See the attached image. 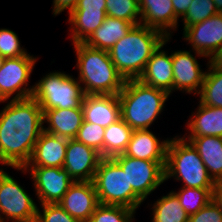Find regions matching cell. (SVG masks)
I'll return each instance as SVG.
<instances>
[{"label":"cell","instance_id":"cell-1","mask_svg":"<svg viewBox=\"0 0 222 222\" xmlns=\"http://www.w3.org/2000/svg\"><path fill=\"white\" fill-rule=\"evenodd\" d=\"M43 128V110L35 99H11L0 112L1 164L24 168Z\"/></svg>","mask_w":222,"mask_h":222},{"label":"cell","instance_id":"cell-2","mask_svg":"<svg viewBox=\"0 0 222 222\" xmlns=\"http://www.w3.org/2000/svg\"><path fill=\"white\" fill-rule=\"evenodd\" d=\"M166 38L161 31L139 24L118 40L108 53L125 80L138 79L153 52Z\"/></svg>","mask_w":222,"mask_h":222},{"label":"cell","instance_id":"cell-3","mask_svg":"<svg viewBox=\"0 0 222 222\" xmlns=\"http://www.w3.org/2000/svg\"><path fill=\"white\" fill-rule=\"evenodd\" d=\"M79 69V81L85 95H118L125 79L117 71L106 50L89 47L83 42L74 43Z\"/></svg>","mask_w":222,"mask_h":222},{"label":"cell","instance_id":"cell-4","mask_svg":"<svg viewBox=\"0 0 222 222\" xmlns=\"http://www.w3.org/2000/svg\"><path fill=\"white\" fill-rule=\"evenodd\" d=\"M169 95L138 79H128L118 94L121 119L133 130L148 129L163 110Z\"/></svg>","mask_w":222,"mask_h":222},{"label":"cell","instance_id":"cell-5","mask_svg":"<svg viewBox=\"0 0 222 222\" xmlns=\"http://www.w3.org/2000/svg\"><path fill=\"white\" fill-rule=\"evenodd\" d=\"M164 169L165 180L175 177L176 180H183V187L214 189L215 182L197 149L185 137L169 140Z\"/></svg>","mask_w":222,"mask_h":222},{"label":"cell","instance_id":"cell-6","mask_svg":"<svg viewBox=\"0 0 222 222\" xmlns=\"http://www.w3.org/2000/svg\"><path fill=\"white\" fill-rule=\"evenodd\" d=\"M98 202L136 210L143 200L128 184L127 174L113 158H102L93 178Z\"/></svg>","mask_w":222,"mask_h":222},{"label":"cell","instance_id":"cell-7","mask_svg":"<svg viewBox=\"0 0 222 222\" xmlns=\"http://www.w3.org/2000/svg\"><path fill=\"white\" fill-rule=\"evenodd\" d=\"M32 98L42 110L82 108L84 92L80 82L61 72H52L33 86Z\"/></svg>","mask_w":222,"mask_h":222},{"label":"cell","instance_id":"cell-8","mask_svg":"<svg viewBox=\"0 0 222 222\" xmlns=\"http://www.w3.org/2000/svg\"><path fill=\"white\" fill-rule=\"evenodd\" d=\"M113 159L122 167L127 174L129 186L143 201L165 181V162L142 160L124 154Z\"/></svg>","mask_w":222,"mask_h":222},{"label":"cell","instance_id":"cell-9","mask_svg":"<svg viewBox=\"0 0 222 222\" xmlns=\"http://www.w3.org/2000/svg\"><path fill=\"white\" fill-rule=\"evenodd\" d=\"M35 202L6 172L0 169V213L12 222H35Z\"/></svg>","mask_w":222,"mask_h":222},{"label":"cell","instance_id":"cell-10","mask_svg":"<svg viewBox=\"0 0 222 222\" xmlns=\"http://www.w3.org/2000/svg\"><path fill=\"white\" fill-rule=\"evenodd\" d=\"M35 62L36 58L29 54L4 59L0 67V102L7 101L14 92L17 94L12 100H22L32 96L34 87L26 88V86Z\"/></svg>","mask_w":222,"mask_h":222},{"label":"cell","instance_id":"cell-11","mask_svg":"<svg viewBox=\"0 0 222 222\" xmlns=\"http://www.w3.org/2000/svg\"><path fill=\"white\" fill-rule=\"evenodd\" d=\"M30 168L36 195L43 204H58L69 187L75 182L64 168L24 167L15 168L26 171Z\"/></svg>","mask_w":222,"mask_h":222},{"label":"cell","instance_id":"cell-12","mask_svg":"<svg viewBox=\"0 0 222 222\" xmlns=\"http://www.w3.org/2000/svg\"><path fill=\"white\" fill-rule=\"evenodd\" d=\"M184 39L189 41L198 56L212 60L222 47V13L186 27Z\"/></svg>","mask_w":222,"mask_h":222},{"label":"cell","instance_id":"cell-13","mask_svg":"<svg viewBox=\"0 0 222 222\" xmlns=\"http://www.w3.org/2000/svg\"><path fill=\"white\" fill-rule=\"evenodd\" d=\"M101 159L96 149L76 139H68L63 168L75 182L93 181Z\"/></svg>","mask_w":222,"mask_h":222},{"label":"cell","instance_id":"cell-14","mask_svg":"<svg viewBox=\"0 0 222 222\" xmlns=\"http://www.w3.org/2000/svg\"><path fill=\"white\" fill-rule=\"evenodd\" d=\"M106 0H79L69 13L73 43L84 42L105 20Z\"/></svg>","mask_w":222,"mask_h":222},{"label":"cell","instance_id":"cell-15","mask_svg":"<svg viewBox=\"0 0 222 222\" xmlns=\"http://www.w3.org/2000/svg\"><path fill=\"white\" fill-rule=\"evenodd\" d=\"M58 204L72 217L88 222L99 204L93 182H74Z\"/></svg>","mask_w":222,"mask_h":222},{"label":"cell","instance_id":"cell-16","mask_svg":"<svg viewBox=\"0 0 222 222\" xmlns=\"http://www.w3.org/2000/svg\"><path fill=\"white\" fill-rule=\"evenodd\" d=\"M173 66V90L199 93L206 72L189 51H175L171 54ZM199 88V89H197ZM199 90V91H198Z\"/></svg>","mask_w":222,"mask_h":222},{"label":"cell","instance_id":"cell-17","mask_svg":"<svg viewBox=\"0 0 222 222\" xmlns=\"http://www.w3.org/2000/svg\"><path fill=\"white\" fill-rule=\"evenodd\" d=\"M168 40L169 37L153 52L138 80L170 94L173 91L172 57L161 50Z\"/></svg>","mask_w":222,"mask_h":222},{"label":"cell","instance_id":"cell-18","mask_svg":"<svg viewBox=\"0 0 222 222\" xmlns=\"http://www.w3.org/2000/svg\"><path fill=\"white\" fill-rule=\"evenodd\" d=\"M68 139L42 131L25 167L63 168Z\"/></svg>","mask_w":222,"mask_h":222},{"label":"cell","instance_id":"cell-19","mask_svg":"<svg viewBox=\"0 0 222 222\" xmlns=\"http://www.w3.org/2000/svg\"><path fill=\"white\" fill-rule=\"evenodd\" d=\"M84 121L107 128L121 118L118 95H84Z\"/></svg>","mask_w":222,"mask_h":222},{"label":"cell","instance_id":"cell-20","mask_svg":"<svg viewBox=\"0 0 222 222\" xmlns=\"http://www.w3.org/2000/svg\"><path fill=\"white\" fill-rule=\"evenodd\" d=\"M139 9L140 24L157 29L166 37L170 36L168 29L170 31V28L177 27L178 17L175 15L172 0H139Z\"/></svg>","mask_w":222,"mask_h":222},{"label":"cell","instance_id":"cell-21","mask_svg":"<svg viewBox=\"0 0 222 222\" xmlns=\"http://www.w3.org/2000/svg\"><path fill=\"white\" fill-rule=\"evenodd\" d=\"M169 140L160 141L148 129L133 130L127 145L125 156L142 160L166 162V152Z\"/></svg>","mask_w":222,"mask_h":222},{"label":"cell","instance_id":"cell-22","mask_svg":"<svg viewBox=\"0 0 222 222\" xmlns=\"http://www.w3.org/2000/svg\"><path fill=\"white\" fill-rule=\"evenodd\" d=\"M49 123L43 128L48 133L66 138L75 139L78 130L84 121L82 108H53L43 110V123Z\"/></svg>","mask_w":222,"mask_h":222},{"label":"cell","instance_id":"cell-23","mask_svg":"<svg viewBox=\"0 0 222 222\" xmlns=\"http://www.w3.org/2000/svg\"><path fill=\"white\" fill-rule=\"evenodd\" d=\"M134 25L122 19L106 16L103 23L83 42L89 47L109 51Z\"/></svg>","mask_w":222,"mask_h":222},{"label":"cell","instance_id":"cell-24","mask_svg":"<svg viewBox=\"0 0 222 222\" xmlns=\"http://www.w3.org/2000/svg\"><path fill=\"white\" fill-rule=\"evenodd\" d=\"M214 182L222 181V137H188Z\"/></svg>","mask_w":222,"mask_h":222},{"label":"cell","instance_id":"cell-25","mask_svg":"<svg viewBox=\"0 0 222 222\" xmlns=\"http://www.w3.org/2000/svg\"><path fill=\"white\" fill-rule=\"evenodd\" d=\"M187 124L189 137L219 136L222 137V108L200 104L196 114Z\"/></svg>","mask_w":222,"mask_h":222},{"label":"cell","instance_id":"cell-26","mask_svg":"<svg viewBox=\"0 0 222 222\" xmlns=\"http://www.w3.org/2000/svg\"><path fill=\"white\" fill-rule=\"evenodd\" d=\"M133 129L121 118L104 131V158L123 154L131 139Z\"/></svg>","mask_w":222,"mask_h":222},{"label":"cell","instance_id":"cell-27","mask_svg":"<svg viewBox=\"0 0 222 222\" xmlns=\"http://www.w3.org/2000/svg\"><path fill=\"white\" fill-rule=\"evenodd\" d=\"M204 82L198 94L200 104L222 108V66L209 62ZM212 70V71H211Z\"/></svg>","mask_w":222,"mask_h":222},{"label":"cell","instance_id":"cell-28","mask_svg":"<svg viewBox=\"0 0 222 222\" xmlns=\"http://www.w3.org/2000/svg\"><path fill=\"white\" fill-rule=\"evenodd\" d=\"M188 220L189 216L172 191L157 200L153 206L152 222H188Z\"/></svg>","mask_w":222,"mask_h":222},{"label":"cell","instance_id":"cell-29","mask_svg":"<svg viewBox=\"0 0 222 222\" xmlns=\"http://www.w3.org/2000/svg\"><path fill=\"white\" fill-rule=\"evenodd\" d=\"M188 216L197 213L213 199V189L183 187L178 193L172 191Z\"/></svg>","mask_w":222,"mask_h":222},{"label":"cell","instance_id":"cell-30","mask_svg":"<svg viewBox=\"0 0 222 222\" xmlns=\"http://www.w3.org/2000/svg\"><path fill=\"white\" fill-rule=\"evenodd\" d=\"M106 15L129 21L134 26L139 25V0H106Z\"/></svg>","mask_w":222,"mask_h":222},{"label":"cell","instance_id":"cell-31","mask_svg":"<svg viewBox=\"0 0 222 222\" xmlns=\"http://www.w3.org/2000/svg\"><path fill=\"white\" fill-rule=\"evenodd\" d=\"M135 210L118 205L98 204L88 222H132Z\"/></svg>","mask_w":222,"mask_h":222},{"label":"cell","instance_id":"cell-32","mask_svg":"<svg viewBox=\"0 0 222 222\" xmlns=\"http://www.w3.org/2000/svg\"><path fill=\"white\" fill-rule=\"evenodd\" d=\"M104 131L105 128L102 126L83 121L75 139L96 149L104 158Z\"/></svg>","mask_w":222,"mask_h":222},{"label":"cell","instance_id":"cell-33","mask_svg":"<svg viewBox=\"0 0 222 222\" xmlns=\"http://www.w3.org/2000/svg\"><path fill=\"white\" fill-rule=\"evenodd\" d=\"M218 14L213 0H193L183 16L184 29Z\"/></svg>","mask_w":222,"mask_h":222},{"label":"cell","instance_id":"cell-34","mask_svg":"<svg viewBox=\"0 0 222 222\" xmlns=\"http://www.w3.org/2000/svg\"><path fill=\"white\" fill-rule=\"evenodd\" d=\"M0 54L4 58L21 57L27 55L20 47L18 36L9 29H0Z\"/></svg>","mask_w":222,"mask_h":222},{"label":"cell","instance_id":"cell-35","mask_svg":"<svg viewBox=\"0 0 222 222\" xmlns=\"http://www.w3.org/2000/svg\"><path fill=\"white\" fill-rule=\"evenodd\" d=\"M43 213L37 209L35 222H81L68 214L59 204H43Z\"/></svg>","mask_w":222,"mask_h":222},{"label":"cell","instance_id":"cell-36","mask_svg":"<svg viewBox=\"0 0 222 222\" xmlns=\"http://www.w3.org/2000/svg\"><path fill=\"white\" fill-rule=\"evenodd\" d=\"M188 222H222V211L212 199L197 213L189 216Z\"/></svg>","mask_w":222,"mask_h":222},{"label":"cell","instance_id":"cell-37","mask_svg":"<svg viewBox=\"0 0 222 222\" xmlns=\"http://www.w3.org/2000/svg\"><path fill=\"white\" fill-rule=\"evenodd\" d=\"M79 0H54L53 1V13L54 15L60 14L68 8L69 13L74 10L78 4Z\"/></svg>","mask_w":222,"mask_h":222},{"label":"cell","instance_id":"cell-38","mask_svg":"<svg viewBox=\"0 0 222 222\" xmlns=\"http://www.w3.org/2000/svg\"><path fill=\"white\" fill-rule=\"evenodd\" d=\"M193 0H172L175 15L184 16Z\"/></svg>","mask_w":222,"mask_h":222},{"label":"cell","instance_id":"cell-39","mask_svg":"<svg viewBox=\"0 0 222 222\" xmlns=\"http://www.w3.org/2000/svg\"><path fill=\"white\" fill-rule=\"evenodd\" d=\"M213 200L218 204L222 211V181L215 182L213 189Z\"/></svg>","mask_w":222,"mask_h":222},{"label":"cell","instance_id":"cell-40","mask_svg":"<svg viewBox=\"0 0 222 222\" xmlns=\"http://www.w3.org/2000/svg\"><path fill=\"white\" fill-rule=\"evenodd\" d=\"M209 61H211L212 63H214L216 65L222 66V47L220 48L218 53L215 55V57Z\"/></svg>","mask_w":222,"mask_h":222},{"label":"cell","instance_id":"cell-41","mask_svg":"<svg viewBox=\"0 0 222 222\" xmlns=\"http://www.w3.org/2000/svg\"><path fill=\"white\" fill-rule=\"evenodd\" d=\"M218 13H222V0H213Z\"/></svg>","mask_w":222,"mask_h":222},{"label":"cell","instance_id":"cell-42","mask_svg":"<svg viewBox=\"0 0 222 222\" xmlns=\"http://www.w3.org/2000/svg\"><path fill=\"white\" fill-rule=\"evenodd\" d=\"M4 59H5V58L0 54V67H1L2 64H3Z\"/></svg>","mask_w":222,"mask_h":222},{"label":"cell","instance_id":"cell-43","mask_svg":"<svg viewBox=\"0 0 222 222\" xmlns=\"http://www.w3.org/2000/svg\"><path fill=\"white\" fill-rule=\"evenodd\" d=\"M0 222H6V221L4 220V218L1 217V215H0Z\"/></svg>","mask_w":222,"mask_h":222}]
</instances>
